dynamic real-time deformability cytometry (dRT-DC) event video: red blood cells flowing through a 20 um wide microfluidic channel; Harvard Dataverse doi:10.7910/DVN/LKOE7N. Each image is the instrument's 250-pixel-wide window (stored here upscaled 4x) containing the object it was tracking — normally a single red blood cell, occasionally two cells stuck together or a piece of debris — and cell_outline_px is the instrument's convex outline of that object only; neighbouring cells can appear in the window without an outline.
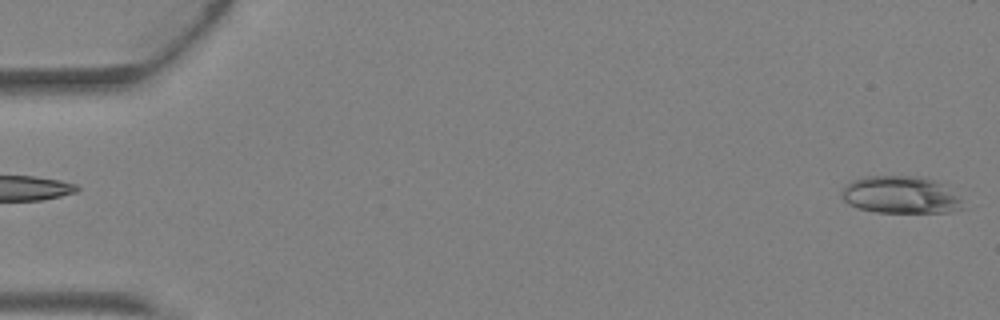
{"species": "Egyptian fruit bat (a non-hibernating species)", "species_latin": "Rousettus aegyptiacus", "temperature_condition": "warm", "stored_images_in_passage": 2, "camera_frame_rate_fps": 3000, "um_per_image_px": 0.085, "animal": {"sex": "female"}, "frame": {"image": 1, "passage_image": 2, "time_ms": 0.333, "image_size_px": [1000, 320], "cell_outline_px": [[968, 208], [948, 212], [876, 212], [856, 208], [848, 204], [840, 196], [840, 192], [852, 180], [864, 176], [924, 176], [936, 180], [944, 184]], "centroid_in_image_um": [76.55, 16.56], "position_along_channel_um": 8.5, "area_um2": 26.65}}